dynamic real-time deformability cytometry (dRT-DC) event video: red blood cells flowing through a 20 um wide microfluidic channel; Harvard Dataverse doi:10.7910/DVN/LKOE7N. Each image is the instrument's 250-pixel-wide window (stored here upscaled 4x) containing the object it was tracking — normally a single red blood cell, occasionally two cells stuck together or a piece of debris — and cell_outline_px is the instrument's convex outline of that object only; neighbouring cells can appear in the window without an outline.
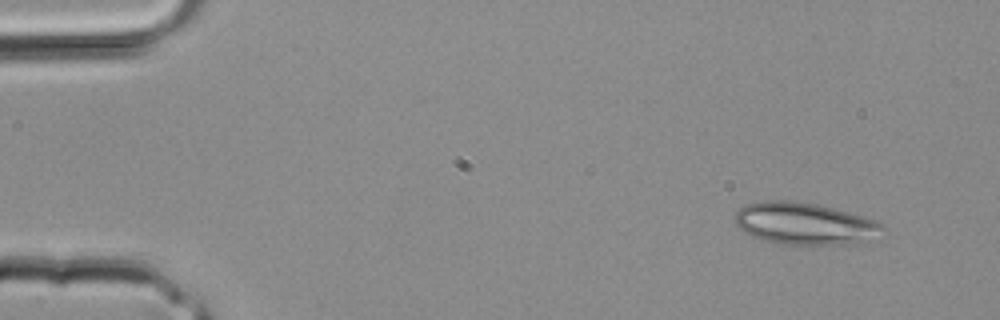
{"species": "common noctule bat (a hibernating species)", "species_latin": "Nyctalus noctula", "temperature_condition": "room temperature", "stored_images_in_passage": 15, "camera_frame_rate_fps": 3000, "um_per_image_px": 0.085, "animal": {"sex": "male", "body_mass_g": 20.4}, "frame": {"image": 1, "passage_image": 1, "time_ms": 0.0, "image_size_px": [1000, 320], "cell_outline_px": [[888, 232], [868, 240], [856, 244], [780, 244], [752, 236], [740, 228], [736, 224], [732, 216], [744, 204], [760, 200], [792, 200], [816, 204], [864, 216], [876, 220], [884, 224]], "centroid_in_image_um": [68.43, 19.0], "position_along_channel_um": 16.6, "area_um2": 36.65}}
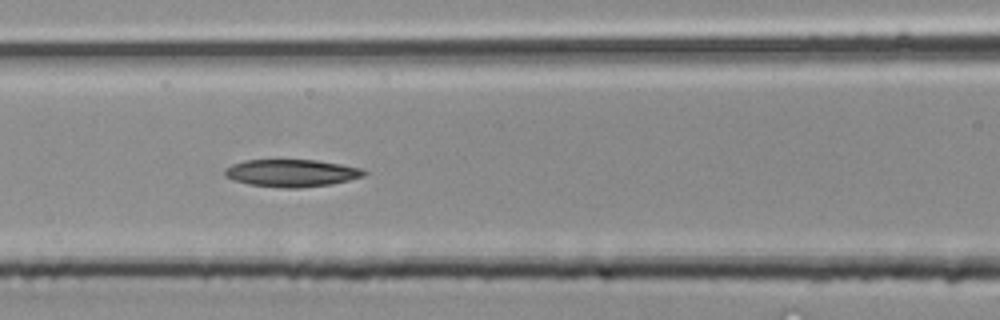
{"frame": {"image": 2, "passage_image": 13, "time_ms": 4.0, "image_size_px": [1000, 320], "cell_outline_px": [[368, 172], [364, 176], [332, 184], [300, 188], [280, 188], [248, 184], [232, 180], [224, 176], [224, 168], [232, 164], [244, 160], [316, 160], [340, 164], [360, 168]], "centroid_in_image_um": [24.74, 14.71], "position_along_channel_um": 141.9, "area_um2": 22.37}}
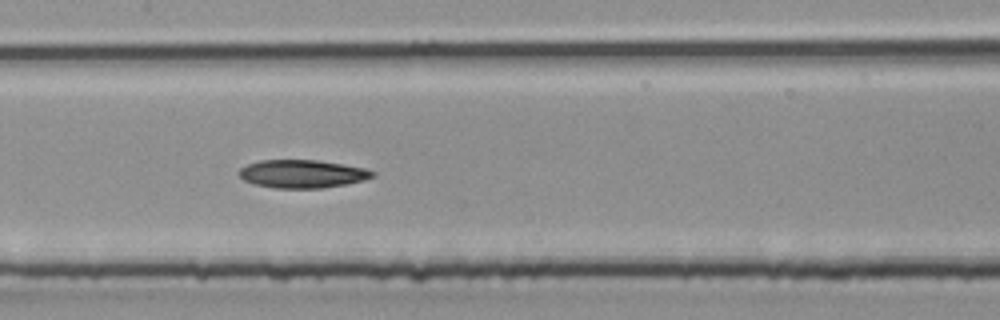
{"frame": {"image": 3, "passage_image": 15, "time_ms": 4.667, "image_size_px": [1000, 320], "cell_outline_px": [[376, 176], [344, 184], [320, 188], [276, 188], [256, 184], [244, 180], [240, 176], [240, 168], [248, 164], [260, 160], [320, 160], [364, 168], [376, 172]], "centroid_in_image_um": [25.7, 14.77], "position_along_channel_um": 181.7, "area_um2": 21.56}}